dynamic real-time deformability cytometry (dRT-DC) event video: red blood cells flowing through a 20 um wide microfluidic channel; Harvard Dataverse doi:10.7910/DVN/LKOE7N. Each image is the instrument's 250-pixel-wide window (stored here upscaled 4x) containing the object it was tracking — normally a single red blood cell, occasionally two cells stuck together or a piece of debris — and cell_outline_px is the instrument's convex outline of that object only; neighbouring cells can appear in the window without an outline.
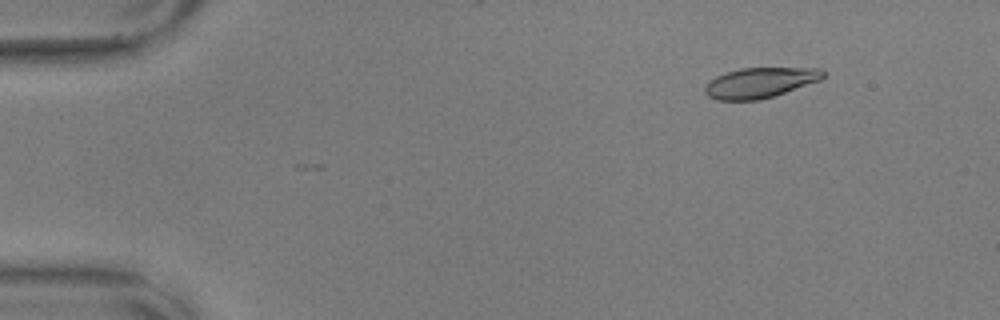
{"species": "common noctule bat (a hibernating species)", "species_latin": "Nyctalus noctula", "temperature_condition": "warm", "stored_images_in_passage": 8, "camera_frame_rate_fps": 3000, "um_per_image_px": 0.085, "animal": {"sex": "male", "body_mass_g": 17.9, "forearm_length_mm": 54.2}, "frame": {"image": 1, "passage_image": 7, "time_ms": 2.0, "image_size_px": [1000, 320], "cell_outline_px": [[824, 76], [820, 80], [760, 100], [716, 100], [708, 96], [704, 92], [704, 88], [716, 76], [740, 68], [820, 68], [824, 72]], "centroid_in_image_um": [64.58, 7.03], "position_along_channel_um": 20.4, "area_um2": 20.52}}